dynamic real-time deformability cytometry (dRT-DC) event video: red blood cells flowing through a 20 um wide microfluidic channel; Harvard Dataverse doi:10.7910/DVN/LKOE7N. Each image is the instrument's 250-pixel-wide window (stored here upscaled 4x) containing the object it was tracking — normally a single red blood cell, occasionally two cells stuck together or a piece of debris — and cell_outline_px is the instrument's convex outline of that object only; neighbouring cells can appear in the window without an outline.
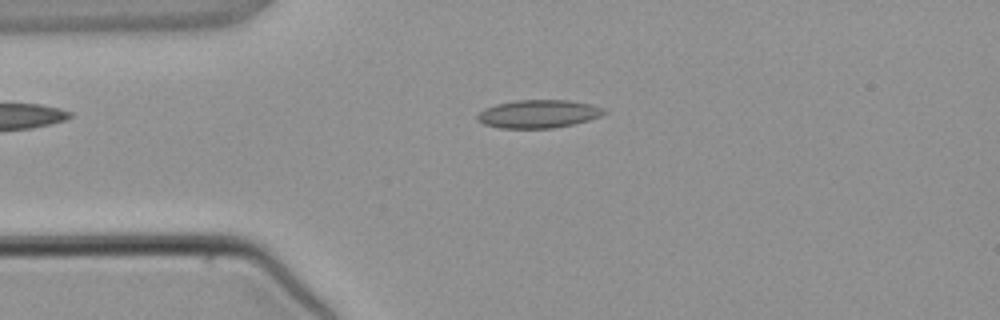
{"species": "common noctule bat (a hibernating species)", "species_latin": "Nyctalus noctula", "temperature_condition": "warm", "stored_images_in_passage": 3, "camera_frame_rate_fps": 3000, "um_per_image_px": 0.085, "animal": {"sex": "male", "body_mass_g": 21.5, "forearm_length_mm": 52.0}, "frame": {"image": 1, "passage_image": 3, "time_ms": 2.667, "image_size_px": [1000, 320], "cell_outline_px": [[608, 112], [600, 116], [588, 120], [572, 124], [552, 128], [500, 128], [484, 124], [476, 120], [476, 116], [484, 108], [496, 104], [516, 100], [568, 100], [592, 104], [604, 108]], "centroid_in_image_um": [45.76, 9.67], "position_along_channel_um": 39.2, "area_um2": 20.81}}